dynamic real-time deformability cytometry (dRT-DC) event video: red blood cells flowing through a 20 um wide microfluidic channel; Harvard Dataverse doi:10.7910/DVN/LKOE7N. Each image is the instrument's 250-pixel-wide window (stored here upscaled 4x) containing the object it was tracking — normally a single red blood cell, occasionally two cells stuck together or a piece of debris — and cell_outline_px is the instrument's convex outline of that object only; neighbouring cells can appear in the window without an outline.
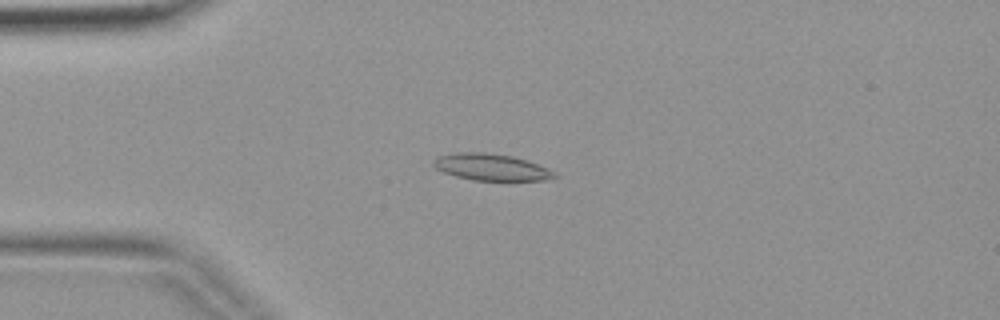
{"species": "common noctule bat (a hibernating species)", "species_latin": "Nyctalus noctula", "temperature_condition": "warm", "stored_images_in_passage": 4, "camera_frame_rate_fps": 3000, "um_per_image_px": 0.085, "animal": {"sex": "female", "body_mass_g": 19.9}, "frame": {"image": 1, "passage_image": 3, "time_ms": 0.667, "image_size_px": [1000, 320], "cell_outline_px": [[556, 176], [544, 180], [472, 180], [456, 176], [444, 172], [436, 168], [432, 164], [432, 160], [440, 156], [456, 152], [484, 152], [512, 156], [548, 168]], "centroid_in_image_um": [41.69, 14.2], "position_along_channel_um": 43.3, "area_um2": 18.44}}